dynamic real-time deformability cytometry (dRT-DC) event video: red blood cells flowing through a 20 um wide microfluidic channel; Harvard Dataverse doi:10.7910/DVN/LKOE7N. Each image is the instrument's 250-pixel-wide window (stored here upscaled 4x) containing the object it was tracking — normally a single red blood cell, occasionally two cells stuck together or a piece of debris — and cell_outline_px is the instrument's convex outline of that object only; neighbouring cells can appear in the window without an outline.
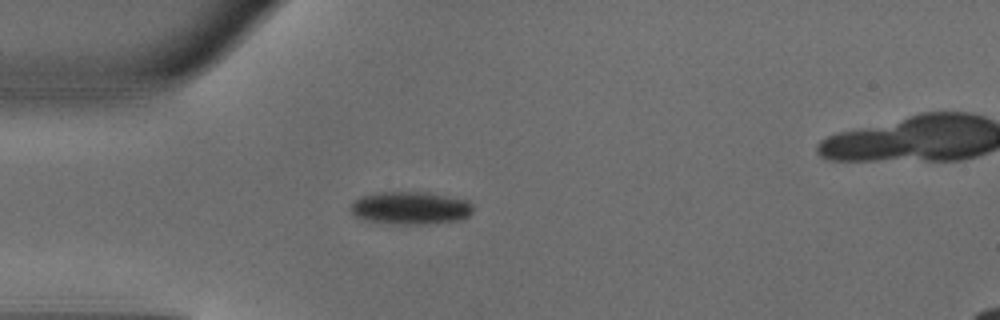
{"species": "common noctule bat (a hibernating species)", "species_latin": "Nyctalus noctula", "temperature_condition": "warm", "stored_images_in_passage": 37, "camera_frame_rate_fps": 3000, "um_per_image_px": 0.085, "animal": {"sex": "male", "body_mass_g": 18.8}, "frame": {"image": 1, "passage_image": 2, "time_ms": 0.333, "image_size_px": [1000, 320], "cell_outline_px": [[472, 212], [468, 216], [460, 220], [420, 224], [400, 224], [364, 220], [352, 216], [348, 208], [360, 196], [376, 192], [424, 192], [468, 200], [472, 204]], "centroid_in_image_um": [34.84, 17.68], "position_along_channel_um": 50.2, "area_um2": 23.41}}
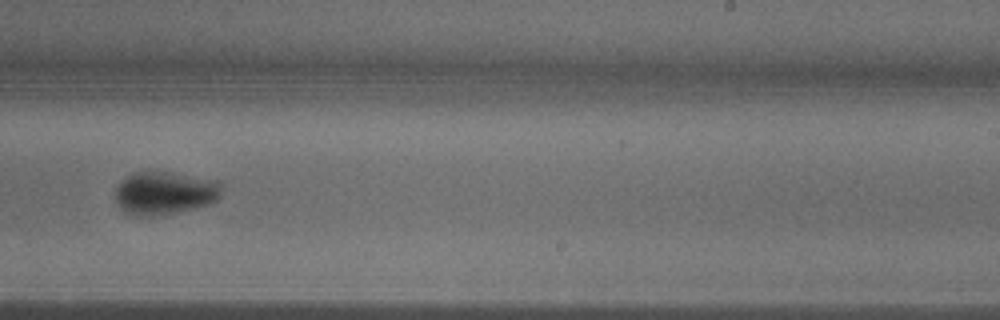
{"frame": {"image": 2, "passage_image": 19, "time_ms": 6.0, "image_size_px": [1000, 320], "cell_outline_px": [[220, 196], [212, 204], [196, 208], [160, 216], [128, 216], [116, 204], [116, 188], [128, 176], [136, 172], [164, 172], [220, 180]], "centroid_in_image_um": [14.0, 16.45], "position_along_channel_um": 275.0, "area_um2": 26.82}}
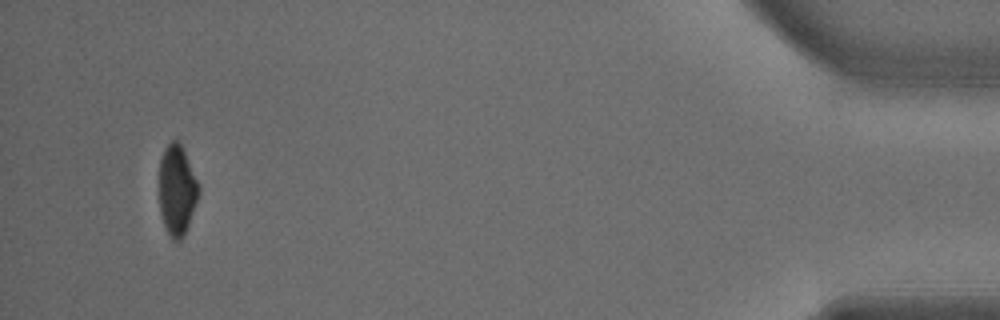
{"frame": {"image": 3, "passage_image": 35, "time_ms": 11.333, "image_size_px": [1000, 320], "cell_outline_px": [[200, 192], [188, 224], [180, 240], [172, 240], [164, 224], [160, 212], [160, 160], [164, 148], [176, 136], [180, 140], [200, 184]], "centroid_in_image_um": [15.06, 16.06], "position_along_channel_um": 420.1, "area_um2": 20.87}, "authors_computed_cell_mechanics": {"area_um2": 24.3338, "velocity_mm_per_s": 4.1412, "shape_relaxation_time_tau1_ms": 4.5121, "shape_relaxation_time_tau2_ms": null, "deformation_change_tau1": 0.1754, "deformation_change_tau2": null}}